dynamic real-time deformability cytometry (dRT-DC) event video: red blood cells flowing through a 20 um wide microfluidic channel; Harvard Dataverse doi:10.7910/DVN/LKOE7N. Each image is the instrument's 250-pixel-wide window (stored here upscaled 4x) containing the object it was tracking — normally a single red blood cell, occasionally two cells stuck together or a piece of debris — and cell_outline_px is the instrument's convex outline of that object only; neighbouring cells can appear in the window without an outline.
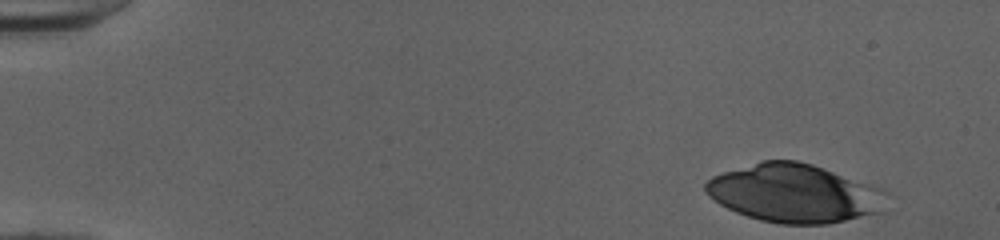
{"species": "human", "species_latin": "Homo sapiens", "temperature_condition": "cold", "stored_images_in_passage": 41, "camera_frame_rate_fps": 3000, "um_per_image_px": 0.085, "donor": {"sex": "female"}, "frame": {"image": 1, "passage_image": 1, "time_ms": 0.0, "image_size_px": [1000, 240], "cell_outline_px": [[884, 212], [828, 224], [780, 224], [760, 220], [736, 212], [720, 204], [708, 196], [704, 192], [704, 184], [712, 176], [760, 160], [796, 160], [812, 164], [832, 172], [860, 184]], "centroid_in_image_um": [67.19, 16.44], "position_along_channel_um": 17.8, "area_um2": 58.78}}